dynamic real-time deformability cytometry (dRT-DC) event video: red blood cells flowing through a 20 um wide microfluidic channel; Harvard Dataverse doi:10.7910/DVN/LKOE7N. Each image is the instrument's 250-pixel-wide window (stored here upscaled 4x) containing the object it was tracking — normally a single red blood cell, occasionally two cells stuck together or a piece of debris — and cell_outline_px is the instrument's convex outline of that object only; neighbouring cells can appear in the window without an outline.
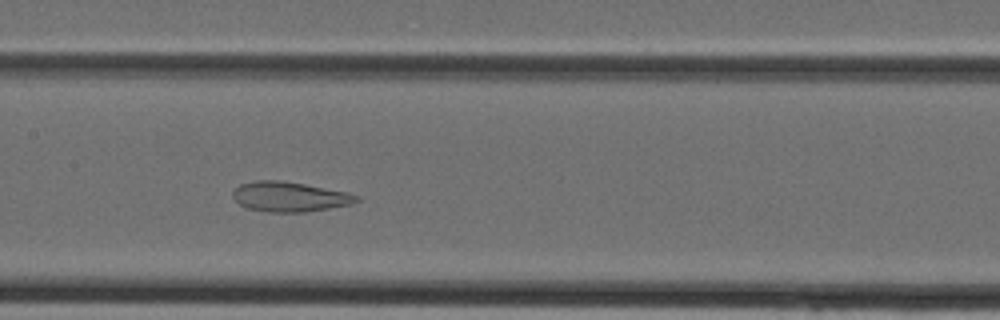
{"species": "Egyptian fruit bat (a non-hibernating species)", "species_latin": "Rousettus aegyptiacus", "temperature_condition": "cold", "stored_images_in_passage": 34, "camera_frame_rate_fps": 3000, "um_per_image_px": 0.085, "animal": {"sex": "female"}, "frame": {"image": 1, "passage_image": 14, "time_ms": 4.333, "image_size_px": [1000, 320], "cell_outline_px": [[360, 200], [352, 204], [304, 212], [268, 212], [248, 208], [240, 204], [232, 196], [232, 192], [240, 184], [256, 180], [280, 180], [304, 184], [348, 192], [360, 196]], "centroid_in_image_um": [24.63, 16.72], "position_along_channel_um": 182.8, "area_um2": 21.5}}
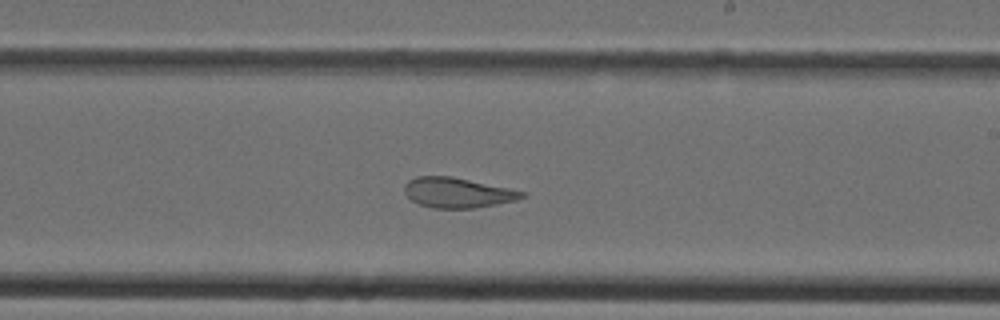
{"frame": {"image": 2, "passage_image": 18, "time_ms": 5.667, "image_size_px": [1000, 320], "cell_outline_px": [[524, 196], [516, 200], [496, 204], [472, 208], [432, 208], [420, 204], [412, 200], [404, 192], [404, 184], [408, 180], [416, 176], [452, 176], [508, 188], [524, 192]], "centroid_in_image_um": [38.83, 16.37], "position_along_channel_um": 250.2, "area_um2": 20.4}}
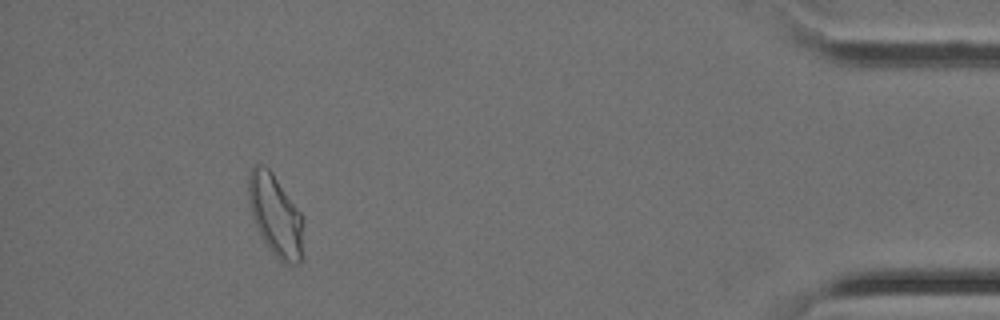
{"frame": {"image": 3, "passage_image": 31, "time_ms": 10.0, "image_size_px": [1000, 320], "cell_outline_px": [[304, 260], [300, 264], [284, 264], [268, 248], [252, 216], [248, 200], [248, 176], [252, 168], [256, 164], [264, 164], [272, 172], [300, 212]], "centroid_in_image_um": [23.41, 18.32], "position_along_channel_um": 411.8, "area_um2": 25.89}}